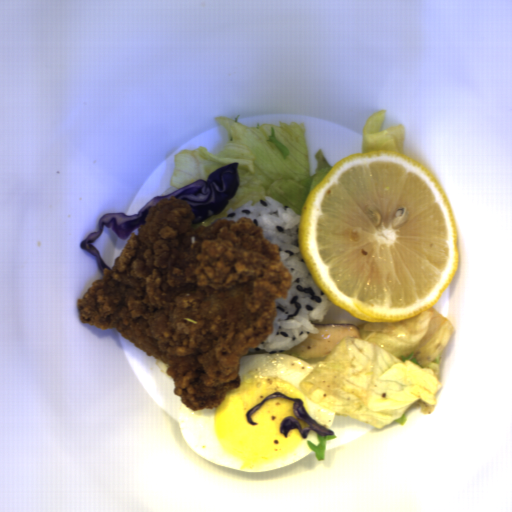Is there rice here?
<instances>
[{"label": "rice", "mask_w": 512, "mask_h": 512, "mask_svg": "<svg viewBox=\"0 0 512 512\" xmlns=\"http://www.w3.org/2000/svg\"><path fill=\"white\" fill-rule=\"evenodd\" d=\"M240 217H249L262 227L263 237L277 244L281 261L292 278L288 298L275 299L278 313L273 319V333L251 349L269 353L295 347L310 334L319 333L316 321L324 319L333 303L309 273L301 253L298 237L301 213L265 195L227 210L224 219L237 222Z\"/></svg>", "instance_id": "obj_1"}]
</instances>
